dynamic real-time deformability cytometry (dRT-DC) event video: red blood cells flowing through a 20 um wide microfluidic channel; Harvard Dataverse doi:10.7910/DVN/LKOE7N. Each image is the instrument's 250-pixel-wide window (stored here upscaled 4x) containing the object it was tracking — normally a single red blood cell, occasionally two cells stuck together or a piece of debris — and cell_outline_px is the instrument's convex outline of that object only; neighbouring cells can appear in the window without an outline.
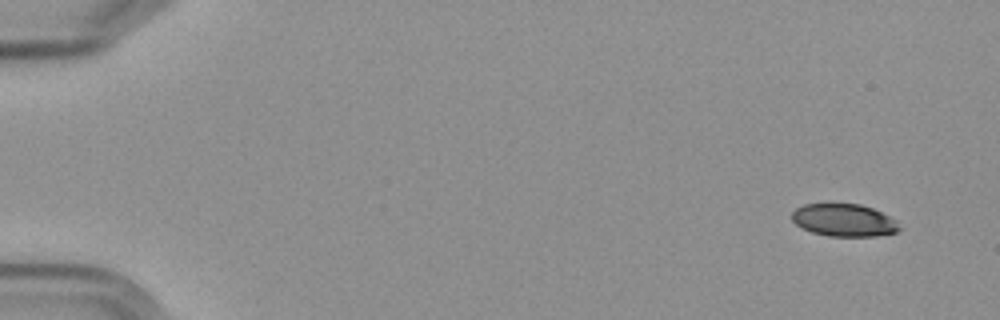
{"species": "Egyptian fruit bat (a non-hibernating species)", "species_latin": "Rousettus aegyptiacus", "temperature_condition": "cold", "stored_images_in_passage": 6, "segment_of_instrument_passage": [1, 2], "camera_frame_rate_fps": 3000, "um_per_image_px": 0.085, "frame": {"image": 1, "passage_image": 1, "time_ms": 0.0, "image_size_px": [1000, 320], "cell_outline_px": [[900, 228], [896, 232], [876, 236], [828, 236], [812, 232], [796, 224], [792, 220], [792, 212], [796, 208], [804, 204], [860, 204], [872, 208], [896, 220]], "centroid_in_image_um": [71.73, 18.72], "position_along_channel_um": 13.3, "area_um2": 20.17}}
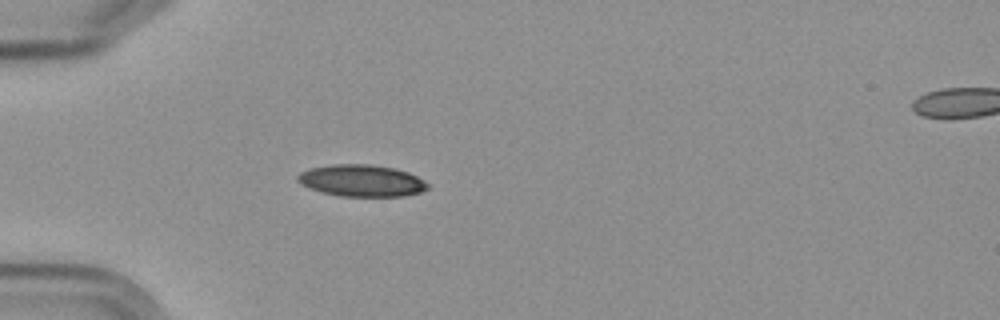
{"frame": {"image": 2, "passage_image": 5, "time_ms": 4.667, "image_size_px": [1000, 320], "cell_outline_px": [[428, 188], [420, 192], [404, 196], [340, 196], [308, 188], [300, 184], [296, 180], [296, 176], [300, 172], [308, 168], [332, 164], [368, 164], [392, 168], [408, 172], [424, 180], [428, 184]], "centroid_in_image_um": [30.69, 15.35], "position_along_channel_um": 54.3, "area_um2": 24.1}}